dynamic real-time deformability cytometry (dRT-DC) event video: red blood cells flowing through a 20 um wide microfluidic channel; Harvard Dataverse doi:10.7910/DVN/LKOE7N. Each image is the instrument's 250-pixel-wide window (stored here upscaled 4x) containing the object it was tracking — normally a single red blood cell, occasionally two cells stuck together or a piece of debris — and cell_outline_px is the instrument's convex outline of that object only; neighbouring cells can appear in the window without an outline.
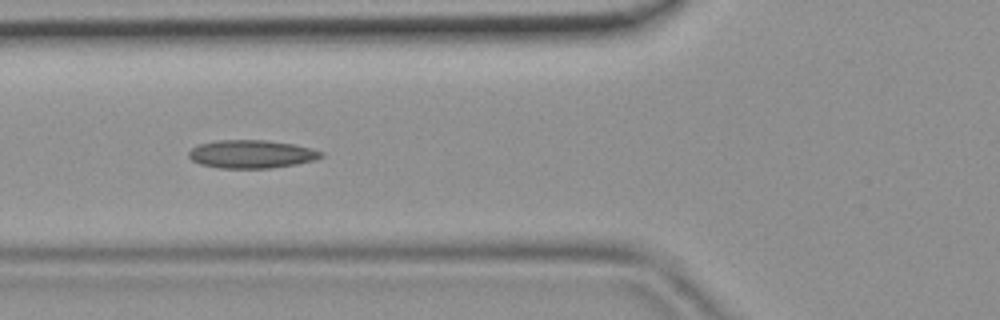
{"species": "common noctule bat (a hibernating species)", "species_latin": "Nyctalus noctula", "temperature_condition": "room temperature", "stored_images_in_passage": 46, "camera_frame_rate_fps": 3000, "um_per_image_px": 0.085, "animal": {"sex": "female", "body_mass_g": 19.9}, "frame": {"image": 1, "passage_image": 17, "time_ms": 5.333, "image_size_px": [1000, 320], "cell_outline_px": [[324, 156], [316, 160], [296, 164], [268, 168], [220, 168], [200, 164], [192, 160], [188, 156], [188, 152], [196, 144], [216, 140], [264, 140], [296, 144], [312, 148], [324, 152]], "centroid_in_image_um": [21.39, 13.09], "position_along_channel_um": 104.4, "area_um2": 21.96}}
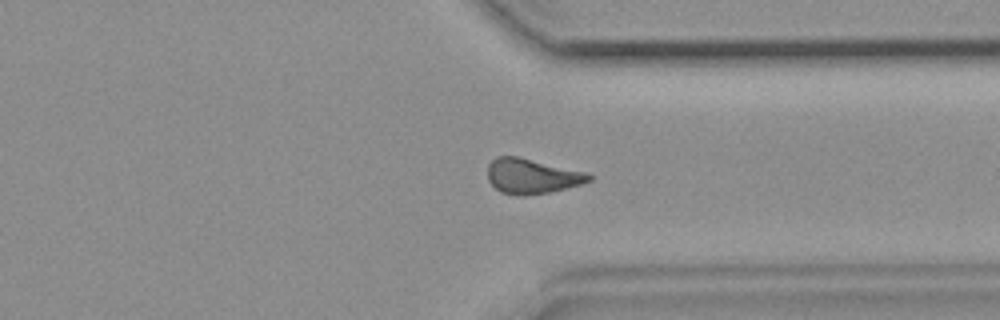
{"frame": {"image": 2, "passage_image": 35, "time_ms": 11.333, "image_size_px": [1000, 320], "cell_outline_px": [[592, 180], [580, 184], [548, 192], [524, 196], [520, 196], [500, 192], [488, 180], [488, 164], [496, 156], [520, 156], [584, 172], [592, 176]], "centroid_in_image_um": [45.16, 14.96], "position_along_channel_um": 366.2, "area_um2": 20.52}}
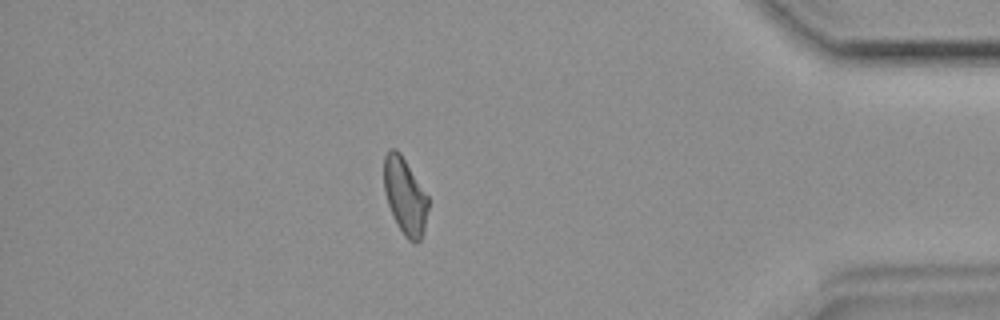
{"frame": {"image": 3, "passage_image": 40, "time_ms": 13.0, "image_size_px": [1000, 320], "cell_outline_px": [[428, 208], [424, 228], [420, 240], [416, 244], [412, 244], [404, 236], [396, 224], [388, 204], [384, 192], [384, 156], [392, 148], [396, 148], [400, 152], [428, 196]], "centroid_in_image_um": [34.42, 16.69], "position_along_channel_um": 400.8, "area_um2": 19.77}}